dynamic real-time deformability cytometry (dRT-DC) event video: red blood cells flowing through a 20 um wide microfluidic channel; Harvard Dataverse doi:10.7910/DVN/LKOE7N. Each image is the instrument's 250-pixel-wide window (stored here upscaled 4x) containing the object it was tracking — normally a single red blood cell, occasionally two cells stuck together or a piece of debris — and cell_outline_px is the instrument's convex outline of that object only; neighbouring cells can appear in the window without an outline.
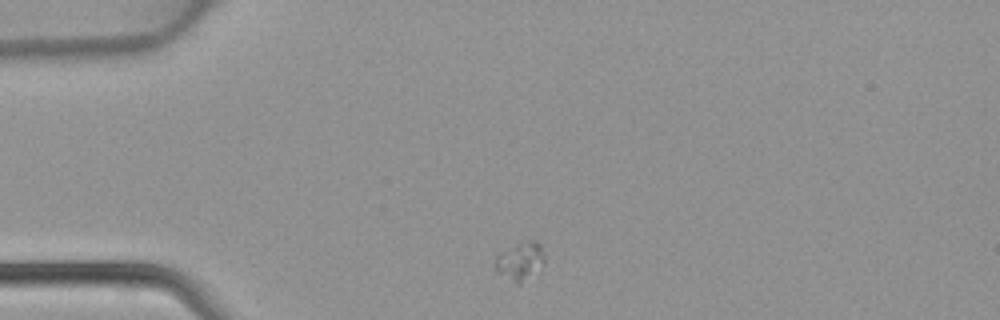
{"species": "common noctule bat (a hibernating species)", "species_latin": "Nyctalus noctula", "temperature_condition": "warm", "stored_images_in_passage": 2, "camera_frame_rate_fps": 3000, "um_per_image_px": 0.085, "animal": {"sex": "female", "body_mass_g": 22.7, "forearm_length_mm": 54.2}, "frame": {"image": 1, "passage_image": 1, "time_ms": 0.0, "image_size_px": [1000, 320], "cell_outline_px": [[544, 264], [516, 284], [496, 272], [496, 256], [500, 252], [528, 240], [532, 240], [540, 244], [544, 252]], "centroid_in_image_um": [44.2, 22.17], "position_along_channel_um": 40.8, "area_um2": 10.4}}